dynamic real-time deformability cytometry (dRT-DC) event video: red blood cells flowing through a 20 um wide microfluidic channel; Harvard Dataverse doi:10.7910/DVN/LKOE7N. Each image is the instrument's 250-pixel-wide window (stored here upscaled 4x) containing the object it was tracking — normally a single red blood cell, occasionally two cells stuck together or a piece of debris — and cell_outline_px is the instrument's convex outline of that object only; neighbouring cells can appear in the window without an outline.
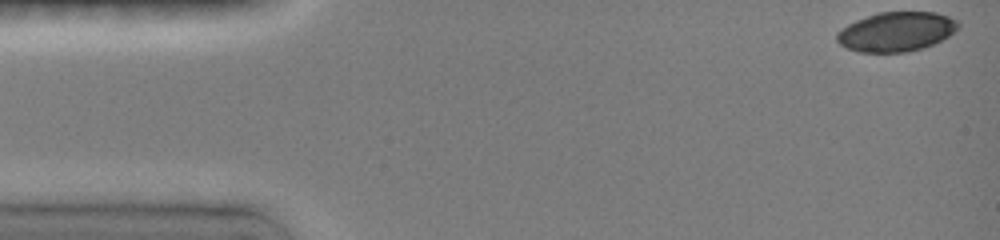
{"species": "common noctule bat (a hibernating species)", "species_latin": "Nyctalus noctula", "temperature_condition": "room temperature", "stored_images_in_passage": 34, "camera_frame_rate_fps": 3000, "um_per_image_px": 0.085, "animal": {"sex": "female", "body_mass_g": 19.0, "forearm_length_mm": 51.5}, "frame": {"image": 1, "passage_image": 1, "time_ms": 0.0, "image_size_px": [1000, 240], "cell_outline_px": [[960, 28], [948, 36], [924, 48], [908, 52], [860, 52], [848, 48], [840, 44], [836, 40], [836, 32], [848, 24], [856, 20], [880, 12], [936, 12], [948, 16], [956, 20], [960, 24]], "centroid_in_image_um": [76.2, 2.69], "position_along_channel_um": 8.8, "area_um2": 27.86}}